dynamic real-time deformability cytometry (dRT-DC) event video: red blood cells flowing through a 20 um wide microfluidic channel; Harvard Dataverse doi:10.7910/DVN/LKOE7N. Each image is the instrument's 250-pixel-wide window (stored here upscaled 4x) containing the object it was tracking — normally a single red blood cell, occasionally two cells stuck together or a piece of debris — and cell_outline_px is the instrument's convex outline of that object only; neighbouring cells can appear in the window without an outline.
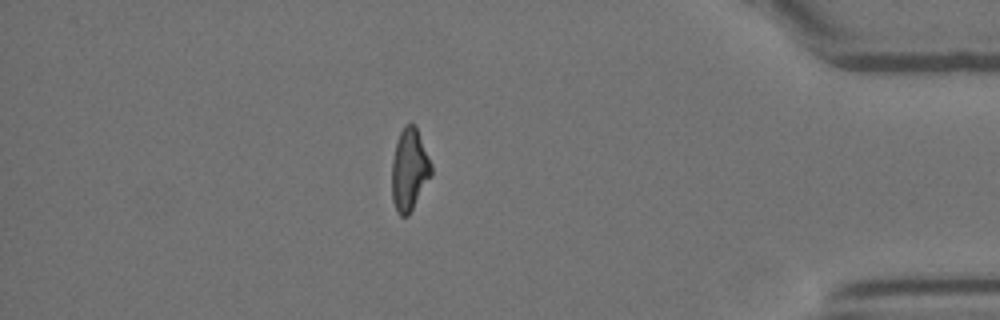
{"species": "Egyptian fruit bat (a non-hibernating species)", "species_latin": "Rousettus aegyptiacus", "temperature_condition": "room temperature", "stored_images_in_passage": 15, "segment_of_instrument_passage": [2, 2], "camera_frame_rate_fps": 3000, "um_per_image_px": 0.085, "animal": {"sex": "female"}, "frame": {"image": 1, "passage_image": 15, "time_ms": 4.667, "image_size_px": [1000, 320], "cell_outline_px": [[432, 176], [408, 216], [400, 216], [396, 212], [392, 200], [392, 160], [396, 140], [404, 124], [416, 124], [432, 164]], "centroid_in_image_um": [34.8, 14.41], "position_along_channel_um": 400.4, "area_um2": 19.25}}